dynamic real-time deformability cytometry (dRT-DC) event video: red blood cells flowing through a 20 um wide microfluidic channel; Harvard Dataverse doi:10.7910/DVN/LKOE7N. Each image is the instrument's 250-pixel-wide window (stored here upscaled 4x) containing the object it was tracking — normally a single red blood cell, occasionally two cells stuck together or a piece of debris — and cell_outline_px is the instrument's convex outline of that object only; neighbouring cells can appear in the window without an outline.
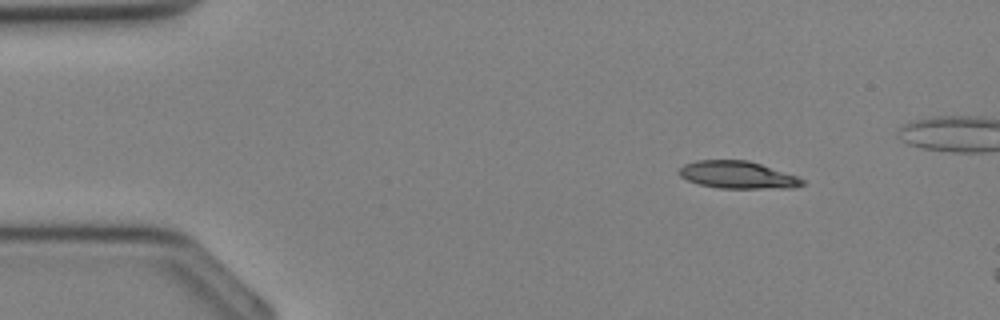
{"species": "Egyptian fruit bat (a non-hibernating species)", "species_latin": "Rousettus aegyptiacus", "temperature_condition": "cold", "stored_images_in_passage": 9, "camera_frame_rate_fps": 3000, "um_per_image_px": 0.085, "animal": {"sex": "female"}, "frame": {"image": 1, "passage_image": 4, "time_ms": 1.0, "image_size_px": [1000, 320], "cell_outline_px": [[804, 184], [792, 188], [720, 188], [700, 184], [688, 180], [680, 176], [676, 172], [684, 164], [696, 160], [748, 160], [796, 176], [804, 180]], "centroid_in_image_um": [62.66, 14.86], "position_along_channel_um": 22.3, "area_um2": 19.48}}